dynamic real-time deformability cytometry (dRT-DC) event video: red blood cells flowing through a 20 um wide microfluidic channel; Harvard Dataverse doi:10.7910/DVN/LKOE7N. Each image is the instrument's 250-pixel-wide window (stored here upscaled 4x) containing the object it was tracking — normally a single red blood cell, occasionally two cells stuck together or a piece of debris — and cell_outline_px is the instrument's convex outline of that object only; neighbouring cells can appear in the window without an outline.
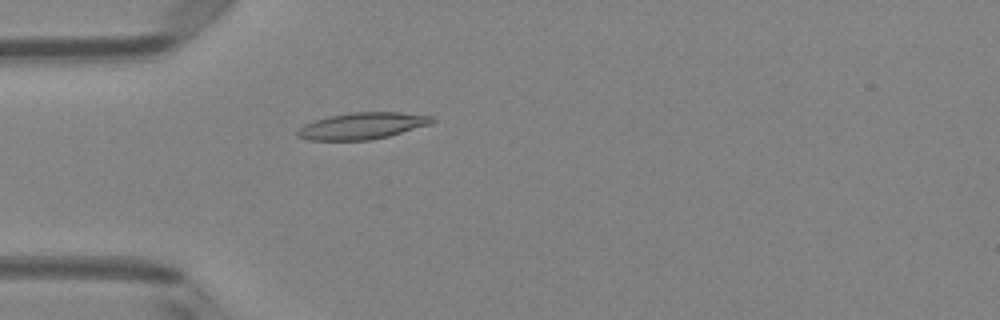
{"species": "Egyptian fruit bat (a non-hibernating species)", "species_latin": "Rousettus aegyptiacus", "temperature_condition": "room temperature", "stored_images_in_passage": 50, "camera_frame_rate_fps": 3000, "um_per_image_px": 0.085, "animal": {"sex": "female"}, "frame": {"image": 1, "passage_image": 15, "time_ms": 4.667, "image_size_px": [1000, 320], "cell_outline_px": [[436, 120], [432, 124], [388, 136], [368, 140], [308, 140], [296, 136], [296, 132], [304, 124], [312, 120], [352, 112], [400, 112], [432, 116]], "centroid_in_image_um": [30.79, 10.69], "position_along_channel_um": 54.2, "area_um2": 20.87}}
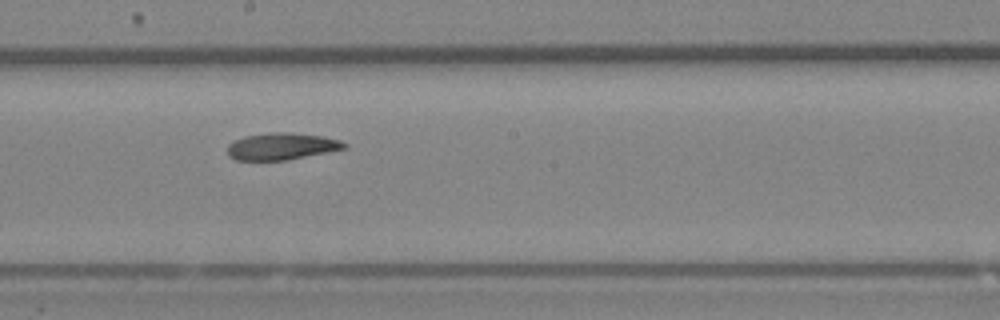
{"frame": {"image": 2, "passage_image": 28, "time_ms": 9.0, "image_size_px": [1000, 320], "cell_outline_px": [[348, 148], [288, 160], [236, 160], [228, 156], [228, 144], [244, 136], [268, 132], [292, 132], [324, 136], [340, 140], [348, 144]], "centroid_in_image_um": [23.97, 12.43], "position_along_channel_um": 224.2, "area_um2": 18.55}}
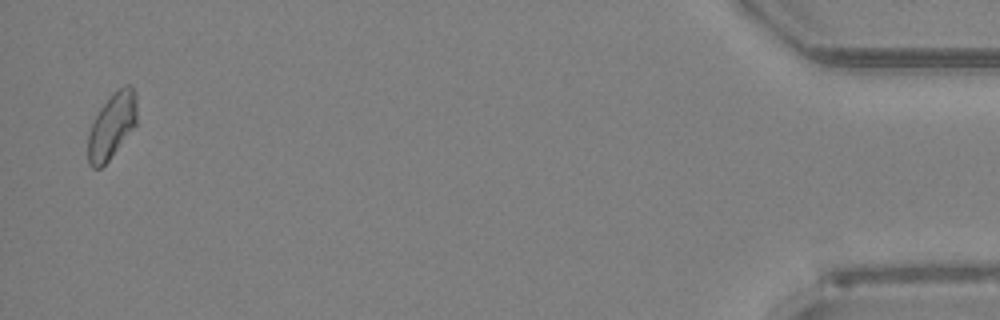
{"frame": {"image": 3, "passage_image": 49, "time_ms": 16.0, "image_size_px": [1000, 320], "cell_outline_px": [[136, 124], [108, 160], [100, 168], [92, 168], [88, 164], [88, 132], [100, 108], [112, 92], [124, 84], [132, 84], [136, 96]], "centroid_in_image_um": [9.5, 10.65], "position_along_channel_um": 425.7, "area_um2": 18.55}, "authors_computed_cell_mechanics": {"area_um2": 19.074, "velocity_mm_per_s": 4.1034, "shape_relaxation_time_tau1_ms": null, "shape_relaxation_time_tau2_ms": 5.5813, "deformation_change_tau1": null, "deformation_change_tau2": 0.1282}}